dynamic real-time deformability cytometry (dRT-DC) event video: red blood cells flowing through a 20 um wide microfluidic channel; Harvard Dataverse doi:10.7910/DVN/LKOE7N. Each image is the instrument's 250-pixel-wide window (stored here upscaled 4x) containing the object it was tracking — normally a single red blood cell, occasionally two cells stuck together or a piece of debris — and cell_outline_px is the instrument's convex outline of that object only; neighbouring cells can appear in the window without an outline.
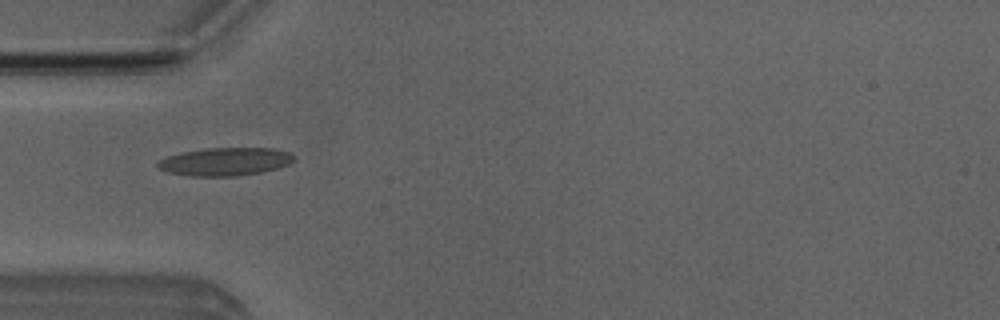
{"species": "Egyptian fruit bat (a non-hibernating species)", "species_latin": "Rousettus aegyptiacus", "temperature_condition": "room temperature", "stored_images_in_passage": 51, "camera_frame_rate_fps": 3000, "um_per_image_px": 0.085, "animal": {"sex": "male"}, "frame": {"image": 1, "passage_image": 16, "time_ms": 5.0, "image_size_px": [1000, 320], "cell_outline_px": [[296, 156], [288, 164], [276, 168], [260, 172], [236, 176], [192, 176], [168, 172], [160, 168], [156, 164], [156, 160], [180, 152], [204, 148], [272, 148], [288, 152]], "centroid_in_image_um": [19.09, 13.73], "position_along_channel_um": 65.9, "area_um2": 22.2}}
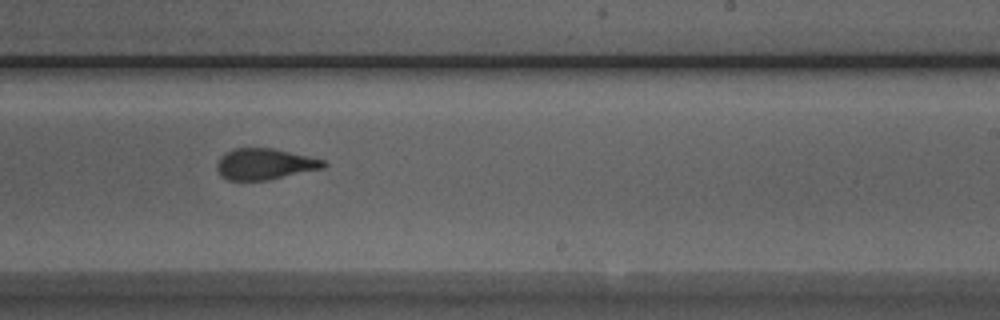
{"frame": {"image": 2, "passage_image": 31, "time_ms": 10.0, "image_size_px": [1000, 320], "cell_outline_px": [[328, 164], [324, 168], [268, 180], [228, 180], [220, 176], [216, 168], [216, 164], [220, 156], [232, 148], [272, 148], [324, 160]], "centroid_in_image_um": [22.47, 13.95], "position_along_channel_um": 266.5, "area_um2": 19.36}}
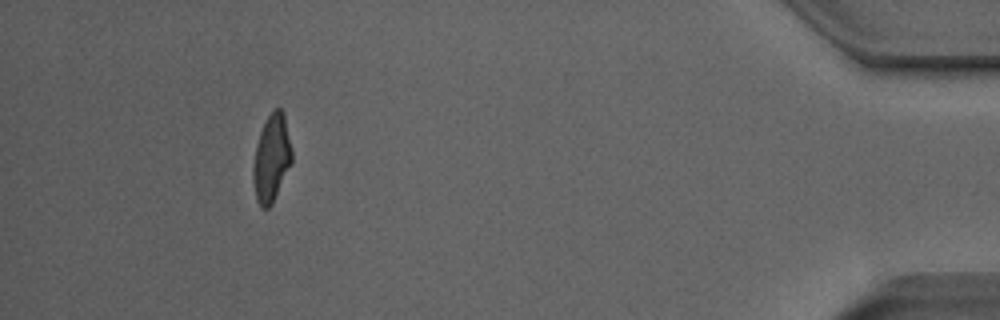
{"frame": {"image": 3, "passage_image": 47, "time_ms": 15.333, "image_size_px": [1000, 320], "cell_outline_px": [[292, 164], [272, 204], [268, 208], [264, 208], [256, 200], [252, 180], [252, 168], [256, 144], [260, 132], [272, 108], [280, 108], [284, 112], [292, 152]], "centroid_in_image_um": [23.08, 13.45], "position_along_channel_um": 412.1, "area_um2": 19.88}, "authors_computed_cell_mechanics": {"area_um2": 20.0566, "velocity_mm_per_s": 4.0053, "shape_relaxation_time_tau1_ms": 7.442, "shape_relaxation_time_tau2_ms": 1.3475, "deformation_change_tau1": 0.2062, "deformation_change_tau2": 0.087}}